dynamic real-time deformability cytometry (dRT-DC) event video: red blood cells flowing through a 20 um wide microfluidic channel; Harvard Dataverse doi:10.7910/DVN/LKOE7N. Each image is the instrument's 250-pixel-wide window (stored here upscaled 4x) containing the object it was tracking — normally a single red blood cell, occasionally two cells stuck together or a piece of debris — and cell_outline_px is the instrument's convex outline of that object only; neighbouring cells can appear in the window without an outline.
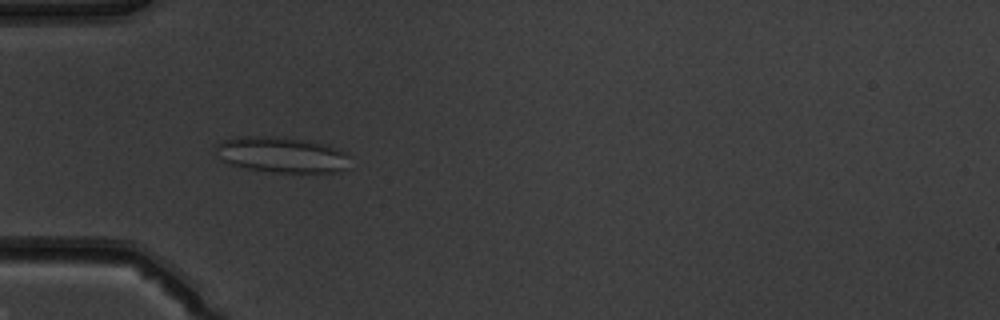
{"species": "common noctule bat (a hibernating species)", "species_latin": "Nyctalus noctula", "temperature_condition": "warm", "stored_images_in_passage": 44, "camera_frame_rate_fps": 3000, "um_per_image_px": 0.085, "animal": {"sex": "male", "body_mass_g": 19.5, "forearm_length_mm": 54.6}, "frame": {"image": 1, "passage_image": 16, "time_ms": 5.0, "image_size_px": [1000, 320], "cell_outline_px": [[348, 156], [344, 168], [340, 172], [272, 172], [244, 168], [228, 164], [220, 160], [212, 148], [216, 144], [224, 140], [236, 136], [276, 136], [312, 140], [328, 144], [348, 152]], "centroid_in_image_um": [23.88, 13.13], "position_along_channel_um": 61.1, "area_um2": 28.55}}
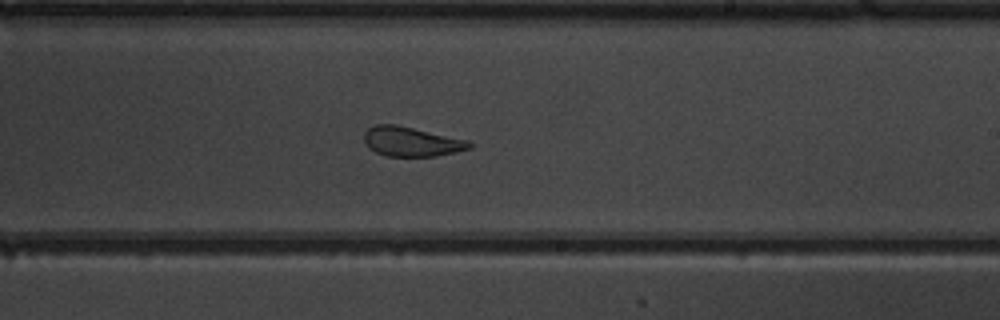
{"frame": {"image": 2, "passage_image": 31, "time_ms": 10.0, "image_size_px": [1000, 320], "cell_outline_px": [[472, 148], [456, 152], [436, 156], [384, 156], [368, 148], [364, 144], [364, 132], [368, 128], [376, 124], [396, 124], [468, 140], [472, 144]], "centroid_in_image_um": [34.94, 12.04], "position_along_channel_um": 254.1, "area_um2": 18.26}}
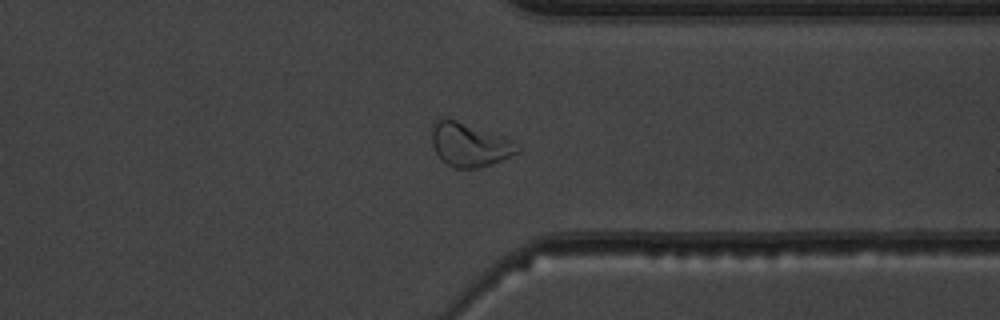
{"frame": {"image": 3, "passage_image": 40, "time_ms": 13.0, "image_size_px": [1000, 320], "cell_outline_px": [[520, 152], [492, 164], [476, 168], [456, 168], [448, 164], [436, 152], [432, 144], [432, 128], [436, 120], [440, 116], [444, 116], [456, 120], [512, 140], [520, 148]], "centroid_in_image_um": [39.89, 12.28], "position_along_channel_um": 371.5, "area_um2": 21.5}, "authors_computed_cell_mechanics": {"area_um2": 21.8195, "velocity_mm_per_s": 3.9488, "shape_relaxation_time_tau1_ms": 9.1114, "shape_relaxation_time_tau2_ms": 1.3055, "deformation_change_tau1": 0.1632, "deformation_change_tau2": 0.0855}}